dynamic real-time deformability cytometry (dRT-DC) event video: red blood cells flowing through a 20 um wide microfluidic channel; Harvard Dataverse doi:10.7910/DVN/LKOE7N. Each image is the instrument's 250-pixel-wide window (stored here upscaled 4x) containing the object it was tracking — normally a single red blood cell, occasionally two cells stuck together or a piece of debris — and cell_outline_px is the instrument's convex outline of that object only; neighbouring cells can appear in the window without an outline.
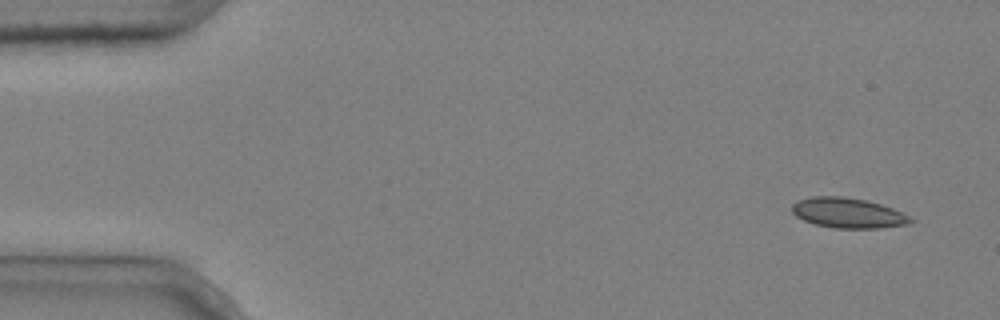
{"species": "common noctule bat (a hibernating species)", "species_latin": "Nyctalus noctula", "temperature_condition": "cold", "stored_images_in_passage": 5, "segment_of_instrument_passage": [2, 2], "camera_frame_rate_fps": 3000, "um_per_image_px": 0.085, "animal": {"sex": "male", "body_mass_g": 20.4}, "frame": {"image": 1, "passage_image": 5, "time_ms": 1.333, "image_size_px": [1000, 320], "cell_outline_px": [[916, 220], [908, 224], [880, 228], [836, 228], [816, 224], [804, 220], [796, 216], [792, 212], [792, 204], [796, 200], [812, 196], [844, 196], [864, 200], [880, 204], [892, 208]], "centroid_in_image_um": [72.06, 18.09], "position_along_channel_um": 12.9, "area_um2": 20.75}}